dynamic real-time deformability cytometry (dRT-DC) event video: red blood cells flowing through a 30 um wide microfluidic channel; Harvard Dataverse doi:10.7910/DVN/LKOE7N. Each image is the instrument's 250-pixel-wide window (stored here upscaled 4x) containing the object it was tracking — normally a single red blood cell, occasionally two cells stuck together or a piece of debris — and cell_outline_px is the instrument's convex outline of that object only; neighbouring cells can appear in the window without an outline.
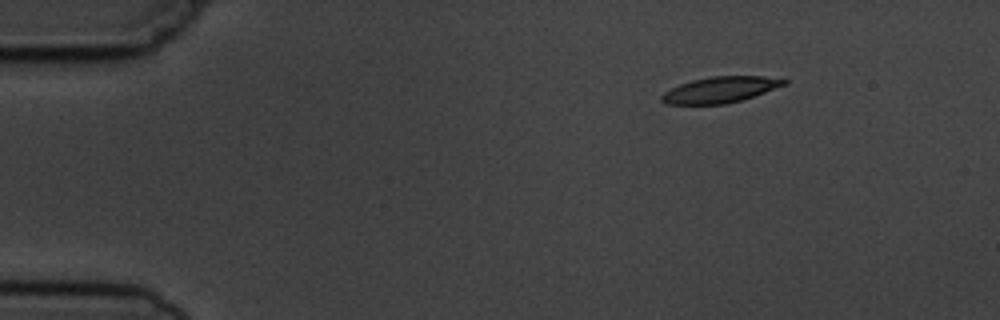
{"species": "common noctule bat (a hibernating species)", "species_latin": "Nyctalus noctula", "temperature_condition": "cold", "stored_images_in_passage": 4, "camera_frame_rate_fps": 3000, "um_per_image_px": 0.085, "animal": {"sex": "male", "body_mass_g": 19.5, "forearm_length_mm": 54.6}, "frame": {"image": 1, "passage_image": 1, "time_ms": 0.0, "image_size_px": [1000, 320], "cell_outline_px": [[788, 84], [740, 100], [724, 104], [668, 104], [660, 100], [660, 96], [664, 92], [680, 84], [692, 80], [712, 76], [784, 76], [788, 80]], "centroid_in_image_um": [61.29, 7.6], "position_along_channel_um": 23.7, "area_um2": 18.61}}
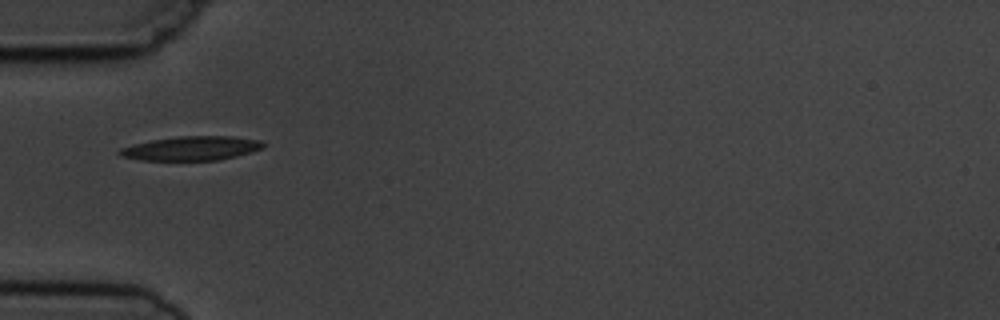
{"frame": {"image": 2, "passage_image": 3, "time_ms": 3.333, "image_size_px": [1000, 320], "cell_outline_px": [[264, 148], [252, 152], [220, 160], [140, 160], [124, 156], [116, 152], [120, 148], [132, 144], [152, 140], [176, 136], [232, 136], [260, 140], [264, 144]], "centroid_in_image_um": [16.29, 12.6], "position_along_channel_um": 68.7, "area_um2": 20.23}}
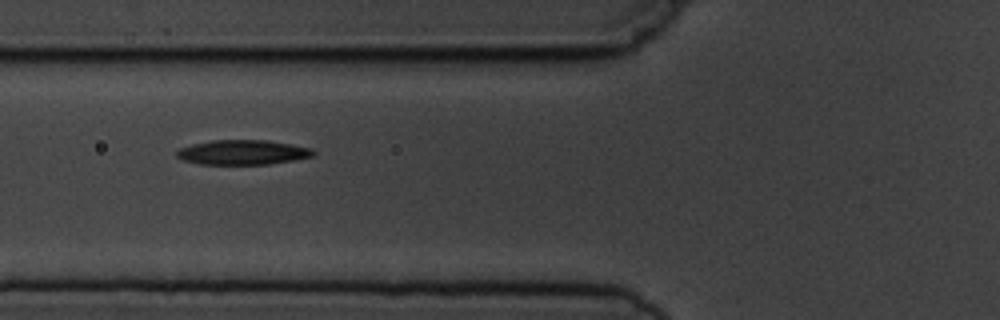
{"frame": {"image": 3, "passage_image": 4, "time_ms": 4.333, "image_size_px": [1000, 320], "cell_outline_px": [[316, 152], [312, 156], [292, 160], [268, 164], [200, 164], [184, 160], [176, 156], [176, 152], [180, 148], [192, 144], [212, 140], [264, 140], [292, 144], [312, 148]], "centroid_in_image_um": [20.63, 12.94], "position_along_channel_um": 105.2, "area_um2": 19.54}}